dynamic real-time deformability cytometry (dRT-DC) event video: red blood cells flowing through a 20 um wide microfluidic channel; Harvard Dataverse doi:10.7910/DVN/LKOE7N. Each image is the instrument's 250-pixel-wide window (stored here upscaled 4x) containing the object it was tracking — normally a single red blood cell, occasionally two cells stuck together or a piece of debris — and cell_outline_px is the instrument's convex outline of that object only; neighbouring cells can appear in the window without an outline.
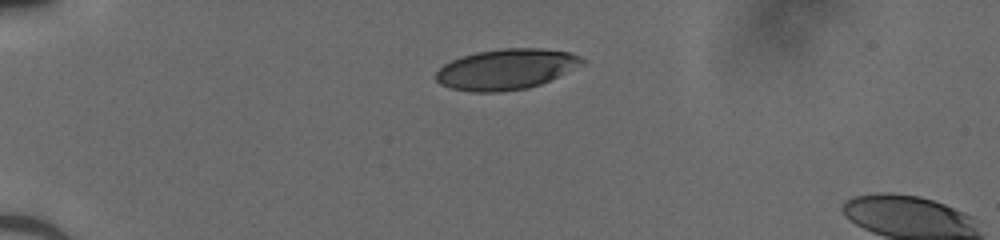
{"species": "human", "species_latin": "Homo sapiens", "temperature_condition": "cold", "stored_images_in_passage": 38, "camera_frame_rate_fps": 3000, "um_per_image_px": 0.085, "donor": {"sex": "male"}, "frame": {"image": 1, "passage_image": 1, "time_ms": 0.0, "image_size_px": [1000, 240], "cell_outline_px": [[584, 64], [540, 84], [528, 88], [500, 92], [472, 92], [452, 88], [440, 84], [432, 76], [444, 64], [460, 56], [476, 52], [504, 48], [540, 48], [568, 52], [580, 56], [584, 60]], "centroid_in_image_um": [42.99, 5.88], "position_along_channel_um": 42.0, "area_um2": 34.56}}
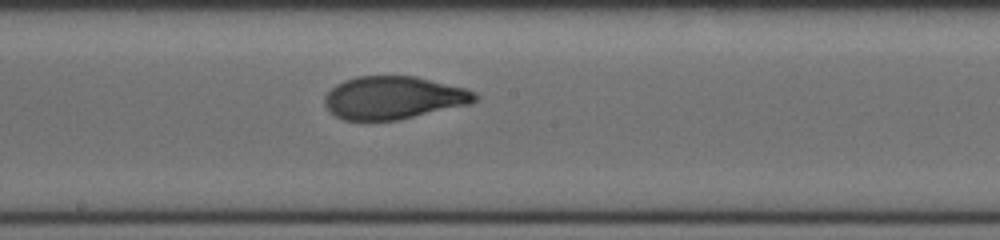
{"frame": {"image": 2, "passage_image": 17, "time_ms": 5.333, "image_size_px": [1000, 240], "cell_outline_px": [[480, 96], [476, 100], [468, 104], [396, 120], [344, 120], [336, 116], [324, 104], [324, 96], [336, 84], [344, 80], [356, 76], [416, 76], [464, 88], [476, 92]], "centroid_in_image_um": [33.43, 8.29], "position_along_channel_um": 214.8, "area_um2": 37.22}}
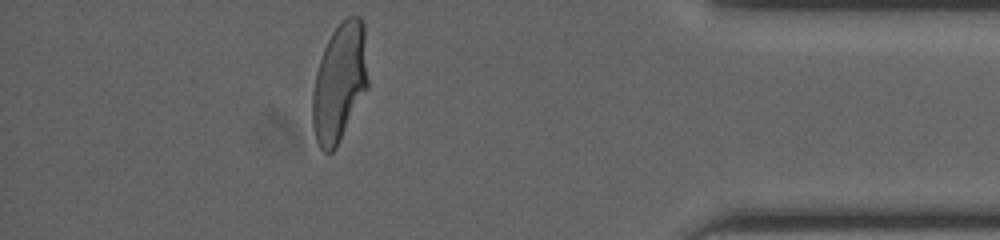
{"frame": {"image": 3, "passage_image": 33, "time_ms": 10.667, "image_size_px": [1000, 240], "cell_outline_px": [[368, 88], [336, 148], [332, 152], [324, 152], [320, 148], [316, 140], [312, 124], [312, 92], [316, 72], [324, 48], [332, 32], [348, 16], [360, 16], [364, 24], [368, 80]], "centroid_in_image_um": [28.86, 7.03], "position_along_channel_um": 406.3, "area_um2": 38.32}}